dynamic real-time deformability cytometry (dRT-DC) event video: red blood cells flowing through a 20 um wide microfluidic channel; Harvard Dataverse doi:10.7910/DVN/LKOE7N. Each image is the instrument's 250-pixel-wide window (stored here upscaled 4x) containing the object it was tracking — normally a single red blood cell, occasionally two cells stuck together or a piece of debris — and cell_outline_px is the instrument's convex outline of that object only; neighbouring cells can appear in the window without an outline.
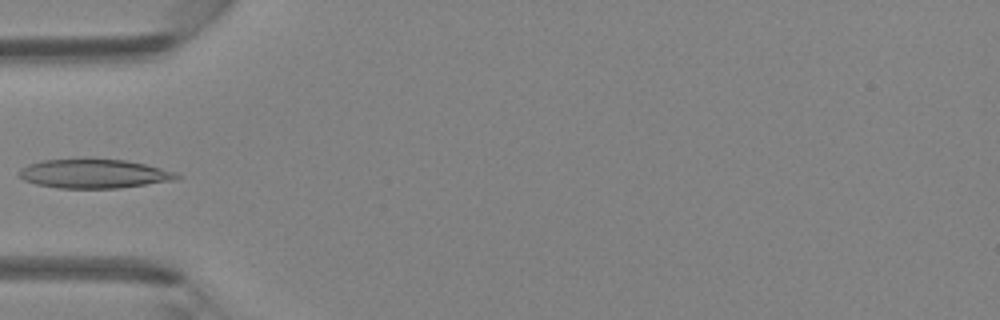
{"species": "Egyptian fruit bat (a non-hibernating species)", "species_latin": "Rousettus aegyptiacus", "temperature_condition": "room temperature", "stored_images_in_passage": 4, "camera_frame_rate_fps": 3000, "um_per_image_px": 0.085, "animal": {"sex": "female"}, "frame": {"image": 1, "passage_image": 4, "time_ms": 4.333, "image_size_px": [1000, 320], "cell_outline_px": [[184, 176], [176, 180], [120, 188], [56, 188], [36, 184], [24, 180], [16, 172], [20, 168], [28, 164], [40, 160], [88, 156], [92, 156], [124, 160], [144, 164], [176, 172]], "centroid_in_image_um": [7.95, 14.72], "position_along_channel_um": 77.0, "area_um2": 27.8}}